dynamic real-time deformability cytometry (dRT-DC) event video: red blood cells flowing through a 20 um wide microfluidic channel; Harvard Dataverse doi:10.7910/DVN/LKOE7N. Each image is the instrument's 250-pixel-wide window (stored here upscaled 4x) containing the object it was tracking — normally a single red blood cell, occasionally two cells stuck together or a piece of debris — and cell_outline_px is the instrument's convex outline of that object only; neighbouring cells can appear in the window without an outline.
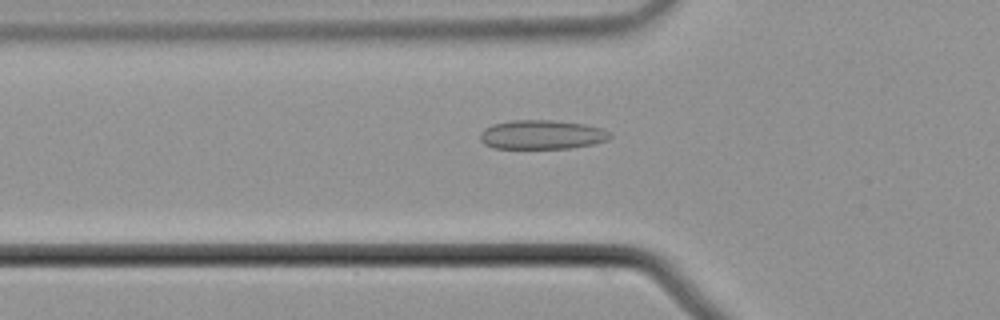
{"species": "common noctule bat (a hibernating species)", "species_latin": "Nyctalus noctula", "temperature_condition": "cold", "stored_images_in_passage": 55, "camera_frame_rate_fps": 3000, "um_per_image_px": 0.085, "animal": {"sex": "male", "body_mass_g": 21.5, "forearm_length_mm": 52.0}, "frame": {"image": 1, "passage_image": 19, "time_ms": 6.0, "image_size_px": [1000, 320], "cell_outline_px": [[612, 136], [608, 140], [592, 144], [572, 148], [492, 148], [484, 144], [480, 140], [480, 132], [484, 128], [492, 124], [512, 120], [552, 120], [584, 124], [604, 128]], "centroid_in_image_um": [46.04, 11.44], "position_along_channel_um": 79.8, "area_um2": 22.2}}
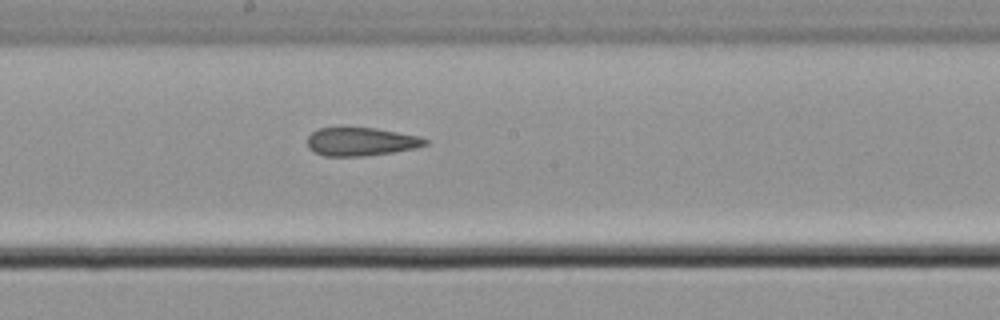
{"frame": {"image": 2, "passage_image": 30, "time_ms": 9.667, "image_size_px": [1000, 320], "cell_outline_px": [[428, 144], [416, 148], [392, 152], [364, 156], [324, 156], [308, 148], [308, 136], [312, 132], [320, 128], [376, 128], [420, 136], [428, 140]], "centroid_in_image_um": [30.71, 12.04], "position_along_channel_um": 217.5, "area_um2": 19.36}}
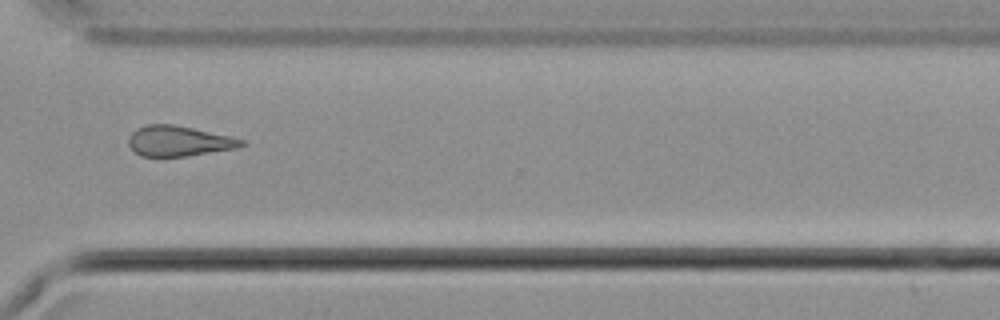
{"frame": {"image": 3, "passage_image": 41, "time_ms": 13.333, "image_size_px": [1000, 320], "cell_outline_px": [[248, 144], [236, 148], [188, 156], [140, 156], [128, 144], [128, 136], [136, 128], [148, 124], [172, 124], [232, 136], [244, 140]], "centroid_in_image_um": [15.21, 11.98], "position_along_channel_um": 355.4, "area_um2": 20.0}, "authors_computed_cell_mechanics": {"area_um2": 20.9236, "velocity_mm_per_s": 3.7542, "shape_relaxation_time_tau1_ms": null, "shape_relaxation_time_tau2_ms": 4.8256, "deformation_change_tau1": null, "deformation_change_tau2": 0.1296}}